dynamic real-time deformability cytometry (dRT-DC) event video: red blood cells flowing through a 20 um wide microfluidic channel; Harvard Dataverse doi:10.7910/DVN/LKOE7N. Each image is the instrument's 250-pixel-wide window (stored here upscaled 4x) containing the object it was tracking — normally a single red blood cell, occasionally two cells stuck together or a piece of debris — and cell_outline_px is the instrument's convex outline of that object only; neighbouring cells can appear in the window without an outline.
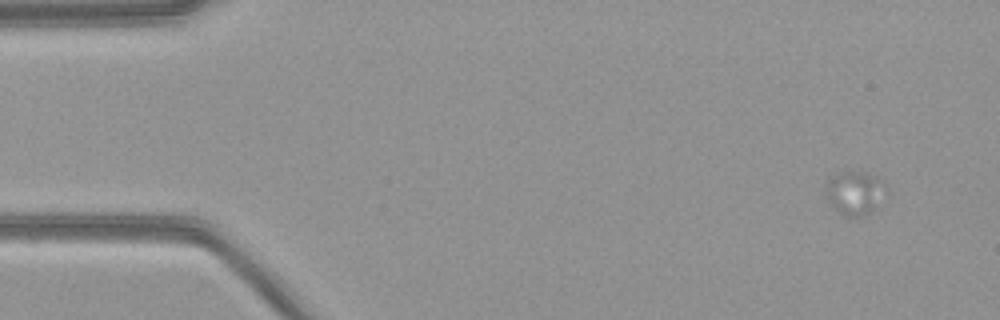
{"species": "common noctule bat (a hibernating species)", "species_latin": "Nyctalus noctula", "temperature_condition": "warm", "stored_images_in_passage": 52, "camera_frame_rate_fps": 3000, "um_per_image_px": 0.085, "animal": {"sex": "female", "body_mass_g": 21.9}, "frame": {"image": 1, "passage_image": 1, "time_ms": 0.0, "image_size_px": [1000, 320], "cell_outline_px": [[888, 192], [868, 212], [860, 216], [844, 216], [832, 204], [828, 196], [828, 180], [840, 172], [864, 172], [876, 176], [888, 188]], "centroid_in_image_um": [72.71, 16.36], "position_along_channel_um": 12.3, "area_um2": 14.57}}
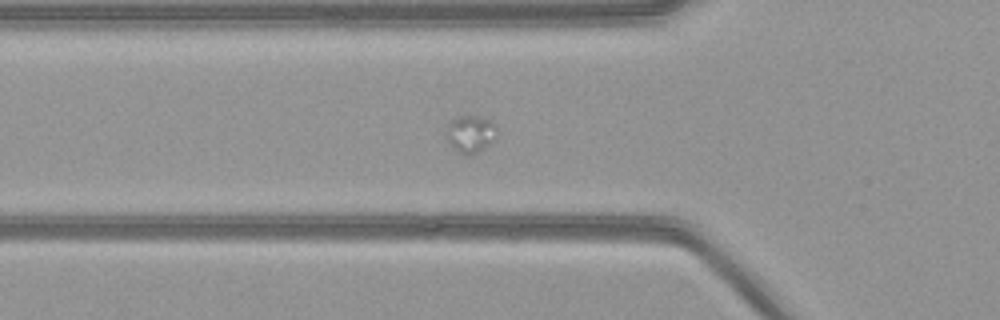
{"frame": {"image": 2, "passage_image": 16, "time_ms": 5.0, "image_size_px": [1000, 320], "cell_outline_px": [[496, 128], [492, 144], [472, 156], [464, 156], [456, 152], [452, 148], [448, 140], [448, 124], [456, 116], [476, 116], [492, 120], [496, 124]], "centroid_in_image_um": [40.01, 11.42], "position_along_channel_um": 85.8, "area_um2": 11.16}}
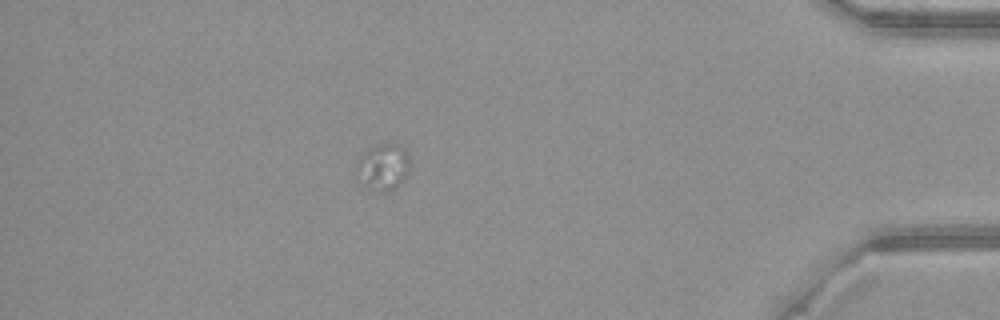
{"frame": {"image": 3, "passage_image": 45, "time_ms": 14.667, "image_size_px": [1000, 320], "cell_outline_px": [[408, 168], [404, 180], [396, 188], [388, 192], [380, 192], [360, 184], [356, 180], [356, 160], [368, 148], [376, 144], [400, 144], [404, 148], [408, 156]], "centroid_in_image_um": [32.51, 14.21], "position_along_channel_um": 402.7, "area_um2": 14.8}}